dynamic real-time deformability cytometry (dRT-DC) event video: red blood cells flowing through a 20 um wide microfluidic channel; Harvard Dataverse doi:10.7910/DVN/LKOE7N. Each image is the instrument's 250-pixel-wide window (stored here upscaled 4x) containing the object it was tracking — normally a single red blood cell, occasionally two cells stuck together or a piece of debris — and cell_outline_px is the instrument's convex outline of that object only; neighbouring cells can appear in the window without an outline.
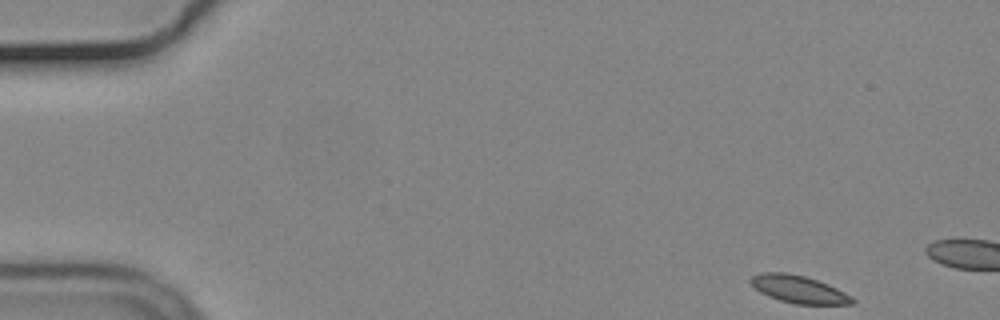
{"species": "common noctule bat (a hibernating species)", "species_latin": "Nyctalus noctula", "temperature_condition": "cold", "stored_images_in_passage": 11, "camera_frame_rate_fps": 3000, "um_per_image_px": 0.085, "animal": {"sex": "male", "body_mass_g": 19.2, "forearm_length_mm": 51.8}, "frame": {"image": 1, "passage_image": 1, "time_ms": 0.0, "image_size_px": [1000, 320], "cell_outline_px": [[856, 304], [796, 304], [780, 300], [768, 296], [760, 292], [748, 280], [752, 276], [760, 272], [784, 272], [804, 276], [828, 284], [844, 292], [856, 300]], "centroid_in_image_um": [67.89, 24.59], "position_along_channel_um": 17.1, "area_um2": 16.18}}